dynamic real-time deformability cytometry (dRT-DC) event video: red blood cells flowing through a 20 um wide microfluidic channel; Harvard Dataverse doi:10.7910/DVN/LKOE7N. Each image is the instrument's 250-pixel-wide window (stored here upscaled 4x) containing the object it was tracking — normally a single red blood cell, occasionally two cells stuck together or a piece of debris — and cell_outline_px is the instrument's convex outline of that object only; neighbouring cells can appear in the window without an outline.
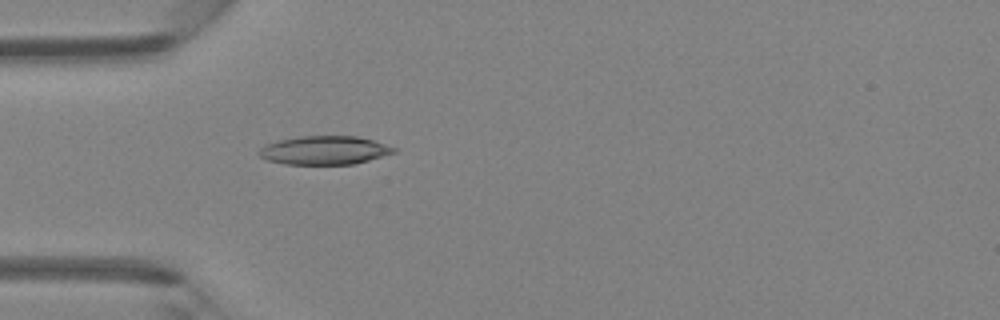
{"species": "Egyptian fruit bat (a non-hibernating species)", "species_latin": "Rousettus aegyptiacus", "temperature_condition": "room temperature", "stored_images_in_passage": 33, "camera_frame_rate_fps": 3000, "um_per_image_px": 0.085, "animal": {"sex": "female"}, "frame": {"image": 1, "passage_image": 1, "time_ms": 0.0, "image_size_px": [1000, 320], "cell_outline_px": [[400, 148], [396, 152], [368, 160], [352, 164], [284, 164], [268, 160], [260, 156], [256, 152], [260, 148], [268, 144], [280, 140], [300, 136], [356, 136], [372, 140]], "centroid_in_image_um": [27.6, 12.77], "position_along_channel_um": 57.4, "area_um2": 22.37}}
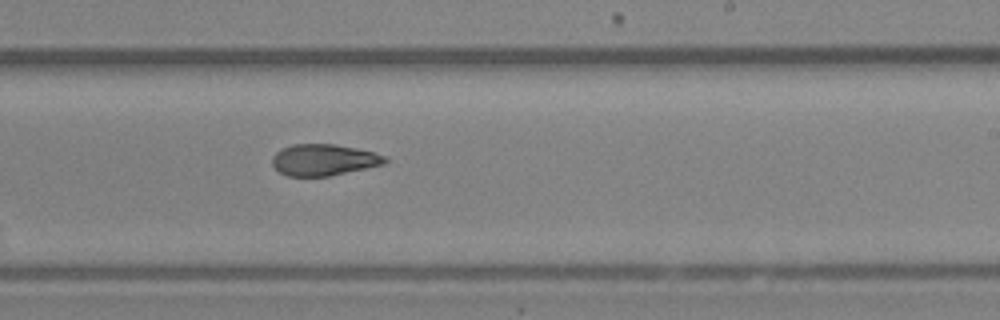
{"frame": {"image": 2, "passage_image": 15, "time_ms": 4.667, "image_size_px": [1000, 320], "cell_outline_px": [[388, 160], [384, 164], [328, 176], [288, 176], [280, 172], [272, 164], [272, 156], [280, 148], [292, 144], [336, 144], [356, 148], [388, 156]], "centroid_in_image_um": [27.5, 13.57], "position_along_channel_um": 261.5, "area_um2": 20.63}}
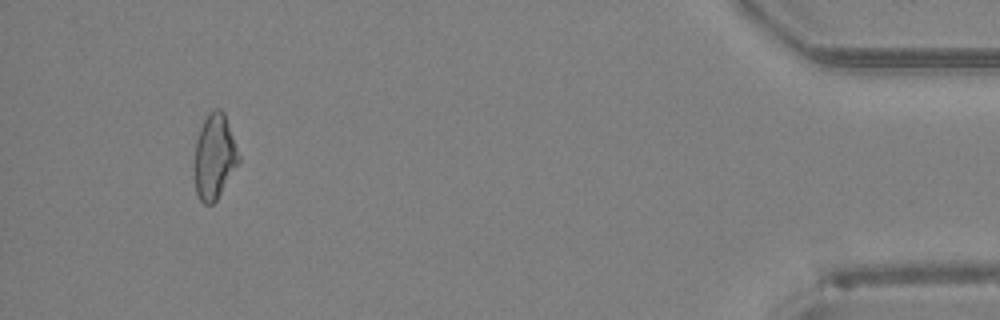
{"frame": {"image": 3, "passage_image": 30, "time_ms": 9.667, "image_size_px": [1000, 320], "cell_outline_px": [[240, 160], [216, 200], [212, 204], [204, 204], [200, 200], [196, 192], [192, 168], [196, 140], [200, 128], [208, 112], [212, 108], [220, 108], [224, 112], [240, 156]], "centroid_in_image_um": [18.18, 13.3], "position_along_channel_um": 417.0, "area_um2": 22.2}}